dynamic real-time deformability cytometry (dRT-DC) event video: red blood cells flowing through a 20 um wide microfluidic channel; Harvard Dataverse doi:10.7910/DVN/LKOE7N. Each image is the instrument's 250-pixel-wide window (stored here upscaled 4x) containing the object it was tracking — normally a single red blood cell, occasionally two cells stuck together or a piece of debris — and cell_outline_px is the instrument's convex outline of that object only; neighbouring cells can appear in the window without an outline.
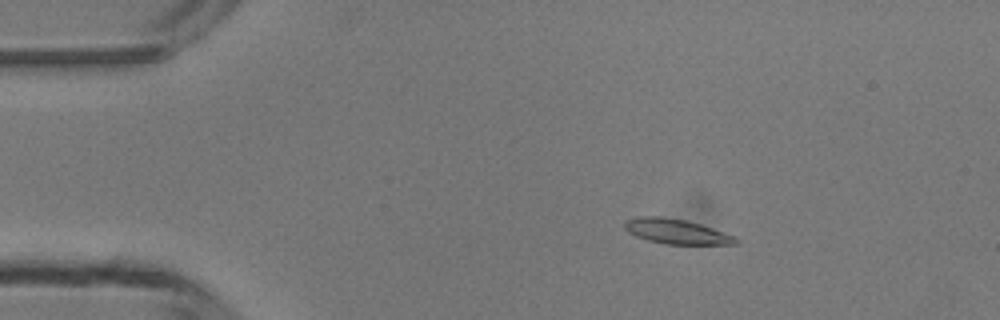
{"species": "common noctule bat (a hibernating species)", "species_latin": "Nyctalus noctula", "temperature_condition": "room temperature", "stored_images_in_passage": 3, "camera_frame_rate_fps": 3000, "um_per_image_px": 0.085, "animal": {"sex": "male", "body_mass_g": 13.3}, "frame": {"image": 1, "passage_image": 2, "time_ms": 1.333, "image_size_px": [1000, 320], "cell_outline_px": [[740, 240], [736, 244], [664, 244], [648, 240], [636, 236], [628, 232], [624, 228], [624, 220], [640, 216], [660, 216], [684, 220], [700, 224], [736, 236]], "centroid_in_image_um": [57.48, 19.67], "position_along_channel_um": 27.5, "area_um2": 16.13}}